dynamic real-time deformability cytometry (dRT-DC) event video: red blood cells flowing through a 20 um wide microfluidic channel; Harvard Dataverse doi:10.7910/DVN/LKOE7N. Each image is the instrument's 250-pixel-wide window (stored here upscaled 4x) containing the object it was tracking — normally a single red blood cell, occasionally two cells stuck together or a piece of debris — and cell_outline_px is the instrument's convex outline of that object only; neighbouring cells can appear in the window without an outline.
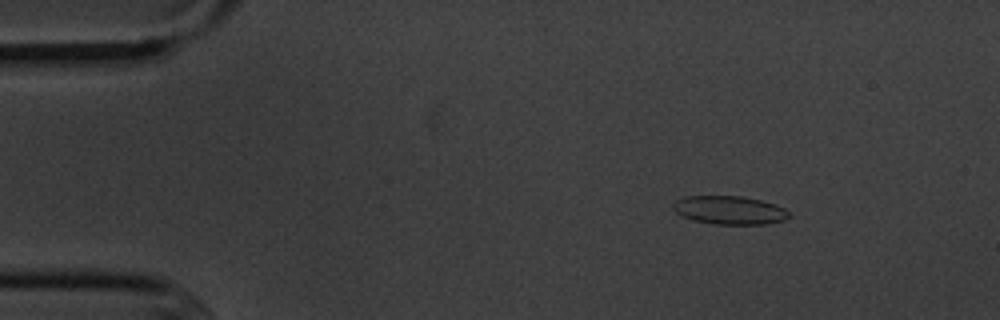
{"species": "common noctule bat (a hibernating species)", "species_latin": "Nyctalus noctula", "temperature_condition": "cold", "stored_images_in_passage": 6, "camera_frame_rate_fps": 3000, "um_per_image_px": 0.085, "animal": {"sex": "male", "body_mass_g": 20.1, "forearm_length_mm": 53.5}, "frame": {"image": 1, "passage_image": 3, "time_ms": 2.333, "image_size_px": [1000, 320], "cell_outline_px": [[792, 216], [784, 220], [764, 224], [712, 224], [692, 220], [676, 212], [672, 208], [672, 204], [676, 200], [684, 196], [740, 196], [760, 200], [776, 204], [784, 208]], "centroid_in_image_um": [62.0, 17.86], "position_along_channel_um": 23.0, "area_um2": 19.25}}